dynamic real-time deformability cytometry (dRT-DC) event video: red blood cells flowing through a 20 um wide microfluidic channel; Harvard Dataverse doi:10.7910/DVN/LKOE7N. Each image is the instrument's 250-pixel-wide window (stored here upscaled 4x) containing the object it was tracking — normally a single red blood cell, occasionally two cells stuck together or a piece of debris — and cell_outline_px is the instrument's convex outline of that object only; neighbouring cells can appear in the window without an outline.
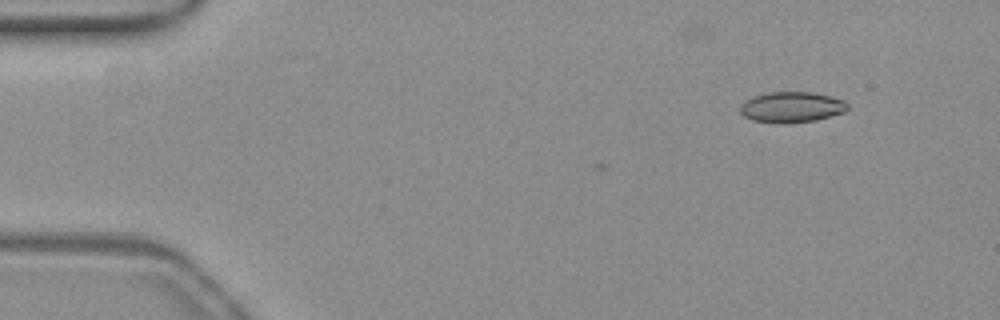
{"species": "common noctule bat (a hibernating species)", "species_latin": "Nyctalus noctula", "temperature_condition": "warm", "stored_images_in_passage": 2, "camera_frame_rate_fps": 3000, "um_per_image_px": 0.085, "animal": {"sex": "female", "body_mass_g": 19.3, "forearm_length_mm": 54.1}, "frame": {"image": 1, "passage_image": 2, "time_ms": 0.333, "image_size_px": [1000, 320], "cell_outline_px": [[848, 108], [844, 112], [816, 120], [784, 124], [780, 124], [752, 120], [744, 116], [740, 112], [740, 104], [744, 100], [752, 96], [768, 92], [812, 92], [844, 100], [848, 104]], "centroid_in_image_um": [67.25, 9.11], "position_along_channel_um": 17.8, "area_um2": 19.36}}